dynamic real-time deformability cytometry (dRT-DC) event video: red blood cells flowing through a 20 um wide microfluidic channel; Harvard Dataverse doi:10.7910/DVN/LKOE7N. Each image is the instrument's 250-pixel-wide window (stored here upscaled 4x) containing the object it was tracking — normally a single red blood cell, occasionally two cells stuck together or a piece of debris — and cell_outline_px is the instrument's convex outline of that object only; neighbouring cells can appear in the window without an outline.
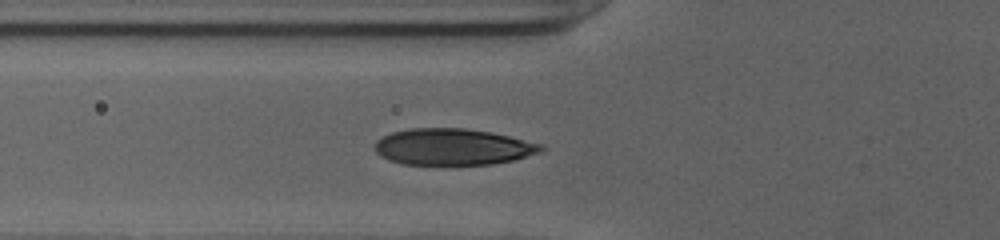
{"species": "human", "species_latin": "Homo sapiens", "temperature_condition": "cold", "stored_images_in_passage": 30, "camera_frame_rate_fps": 3000, "um_per_image_px": 0.085, "donor": {"sex": "female"}, "frame": {"image": 1, "passage_image": 2, "time_ms": 0.333, "image_size_px": [1000, 240], "cell_outline_px": [[544, 148], [540, 152], [512, 160], [492, 164], [448, 168], [400, 164], [388, 160], [380, 156], [376, 152], [376, 140], [392, 132], [408, 128], [464, 128], [488, 132], [508, 136], [544, 144]], "centroid_in_image_um": [38.45, 12.54], "position_along_channel_um": 87.4, "area_um2": 36.41}}
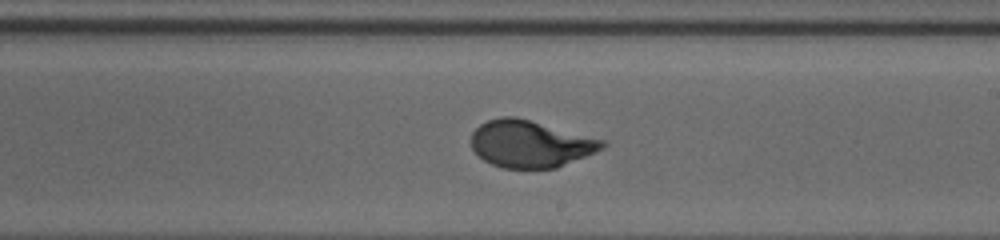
{"frame": {"image": 2, "passage_image": 14, "time_ms": 4.333, "image_size_px": [1000, 240], "cell_outline_px": [[608, 144], [604, 148], [556, 168], [500, 168], [484, 160], [472, 148], [472, 132], [480, 124], [488, 120], [500, 116], [516, 116], [604, 140]], "centroid_in_image_um": [45.07, 12.22], "position_along_channel_um": 243.9, "area_um2": 35.72}}
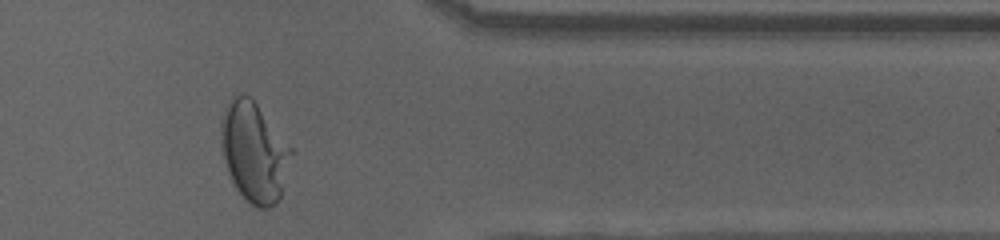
{"frame": {"image": 3, "passage_image": 26, "time_ms": 8.333, "image_size_px": [1000, 240], "cell_outline_px": [[292, 152], [280, 196], [268, 208], [260, 208], [252, 204], [236, 188], [228, 172], [224, 156], [220, 132], [220, 120], [224, 108], [232, 96], [248, 96], [256, 104], [292, 148]], "centroid_in_image_um": [21.57, 12.9], "position_along_channel_um": 389.8, "area_um2": 39.65}, "authors_computed_cell_mechanics": {"area_um2": 36.125, "velocity_mm_per_s": 3.9084, "shape_relaxation_time_tau1_ms": 4.8298, "shape_relaxation_time_tau2_ms": null, "deformation_change_tau1": 0.2009, "deformation_change_tau2": null}}